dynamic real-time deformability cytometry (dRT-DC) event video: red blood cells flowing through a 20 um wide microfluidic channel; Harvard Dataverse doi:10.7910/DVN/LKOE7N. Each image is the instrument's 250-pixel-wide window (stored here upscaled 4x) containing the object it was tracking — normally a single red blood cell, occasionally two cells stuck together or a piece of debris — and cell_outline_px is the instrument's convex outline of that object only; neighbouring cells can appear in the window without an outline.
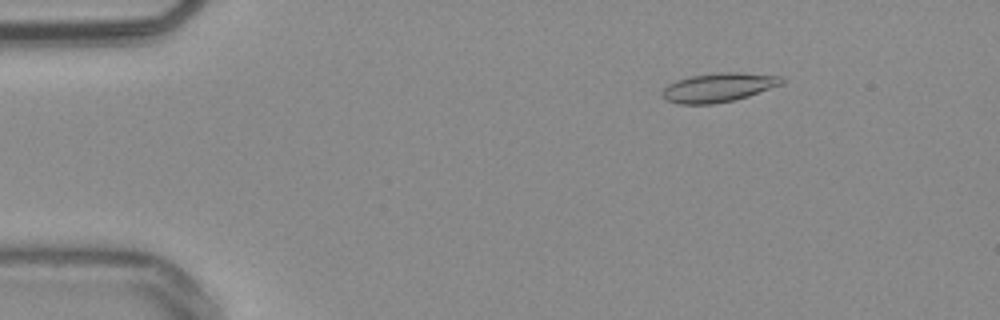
{"species": "common noctule bat (a hibernating species)", "species_latin": "Nyctalus noctula", "temperature_condition": "warm", "stored_images_in_passage": 34, "camera_frame_rate_fps": 3000, "um_per_image_px": 0.085, "animal": {"sex": "male", "body_mass_g": 20.4}, "frame": {"image": 1, "passage_image": 1, "time_ms": 0.0, "image_size_px": [1000, 320], "cell_outline_px": [[784, 84], [748, 96], [732, 100], [712, 104], [680, 104], [668, 100], [660, 92], [668, 84], [676, 80], [688, 76], [720, 72], [744, 72], [780, 76], [784, 80]], "centroid_in_image_um": [61.09, 7.42], "position_along_channel_um": 23.9, "area_um2": 20.23}}
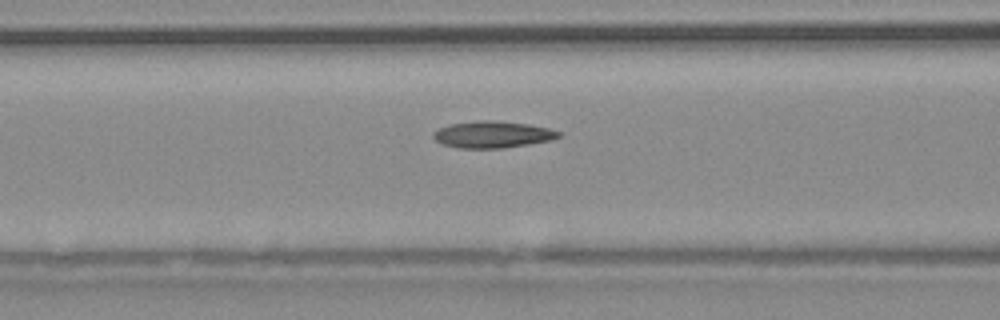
{"frame": {"image": 2, "passage_image": 15, "time_ms": 4.667, "image_size_px": [1000, 320], "cell_outline_px": [[564, 136], [552, 140], [504, 148], [460, 148], [440, 144], [432, 136], [432, 132], [448, 124], [480, 120], [492, 120], [528, 124], [548, 128], [560, 132]], "centroid_in_image_um": [41.86, 11.43], "position_along_channel_um": 124.7, "area_um2": 19.65}}
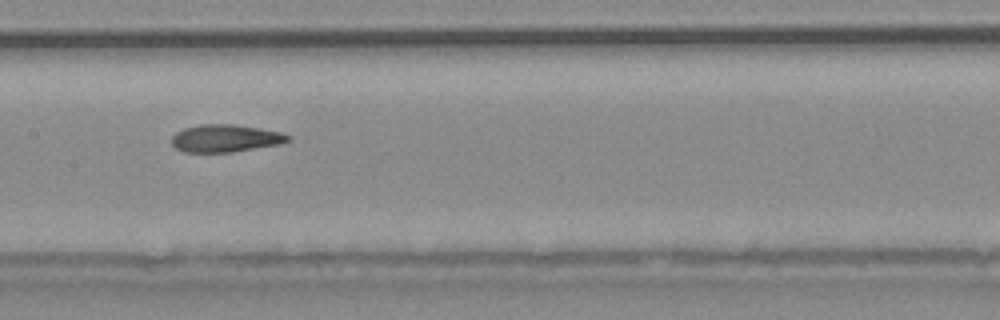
{"frame": {"image": 3, "passage_image": 20, "time_ms": 6.333, "image_size_px": [1000, 320], "cell_outline_px": [[292, 140], [276, 144], [232, 152], [184, 152], [176, 148], [172, 144], [172, 136], [176, 132], [184, 128], [200, 124], [232, 124], [260, 128], [280, 132], [292, 136]], "centroid_in_image_um": [19.14, 11.75], "position_along_channel_um": 188.3, "area_um2": 18.55}}